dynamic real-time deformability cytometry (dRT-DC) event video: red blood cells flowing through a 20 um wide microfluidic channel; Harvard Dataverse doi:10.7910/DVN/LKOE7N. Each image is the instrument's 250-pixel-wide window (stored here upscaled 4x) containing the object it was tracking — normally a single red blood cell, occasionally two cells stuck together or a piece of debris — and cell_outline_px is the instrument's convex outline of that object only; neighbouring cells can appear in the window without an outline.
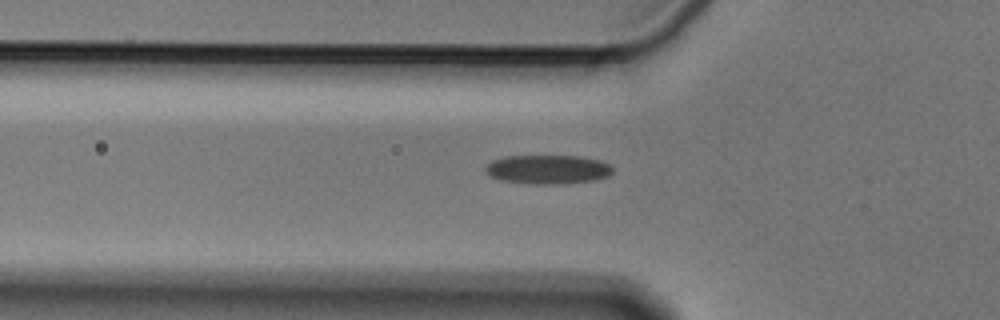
{"species": "Egyptian fruit bat (a non-hibernating species)", "species_latin": "Rousettus aegyptiacus", "temperature_condition": "cold", "stored_images_in_passage": 34, "camera_frame_rate_fps": 3000, "um_per_image_px": 0.085, "animal": {"sex": "male"}, "frame": {"image": 1, "passage_image": 2, "time_ms": 0.333, "image_size_px": [1000, 320], "cell_outline_px": [[612, 172], [608, 176], [596, 180], [564, 184], [532, 184], [500, 180], [488, 176], [484, 168], [492, 160], [504, 156], [580, 156], [600, 160], [608, 164], [612, 168]], "centroid_in_image_um": [46.54, 14.4], "position_along_channel_um": 79.3, "area_um2": 21.73}}
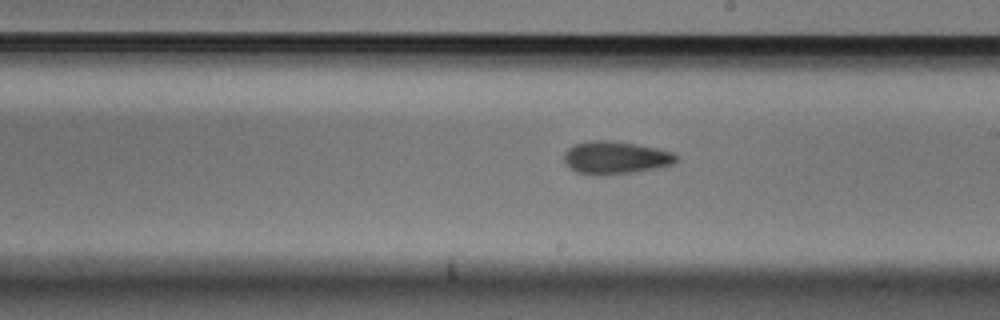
{"frame": {"image": 2, "passage_image": 15, "time_ms": 4.667, "image_size_px": [1000, 320], "cell_outline_px": [[680, 160], [664, 168], [636, 172], [596, 176], [576, 172], [568, 168], [564, 160], [564, 152], [572, 144], [592, 140], [612, 140], [636, 144], [656, 148], [672, 152], [680, 156]], "centroid_in_image_um": [52.34, 13.41], "position_along_channel_um": 236.7, "area_um2": 22.08}}
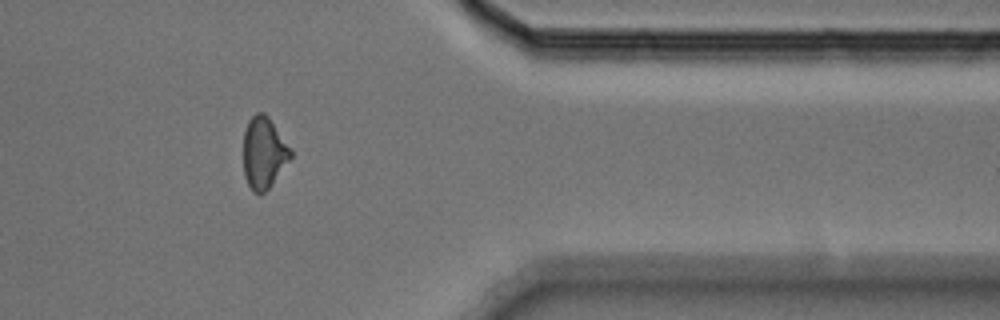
{"frame": {"image": 3, "passage_image": 29, "time_ms": 9.333, "image_size_px": [1000, 320], "cell_outline_px": [[292, 156], [272, 184], [260, 196], [252, 192], [244, 176], [244, 132], [248, 120], [256, 112], [264, 112], [268, 116], [292, 148]], "centroid_in_image_um": [22.43, 12.99], "position_along_channel_um": 389.0, "area_um2": 19.88}}